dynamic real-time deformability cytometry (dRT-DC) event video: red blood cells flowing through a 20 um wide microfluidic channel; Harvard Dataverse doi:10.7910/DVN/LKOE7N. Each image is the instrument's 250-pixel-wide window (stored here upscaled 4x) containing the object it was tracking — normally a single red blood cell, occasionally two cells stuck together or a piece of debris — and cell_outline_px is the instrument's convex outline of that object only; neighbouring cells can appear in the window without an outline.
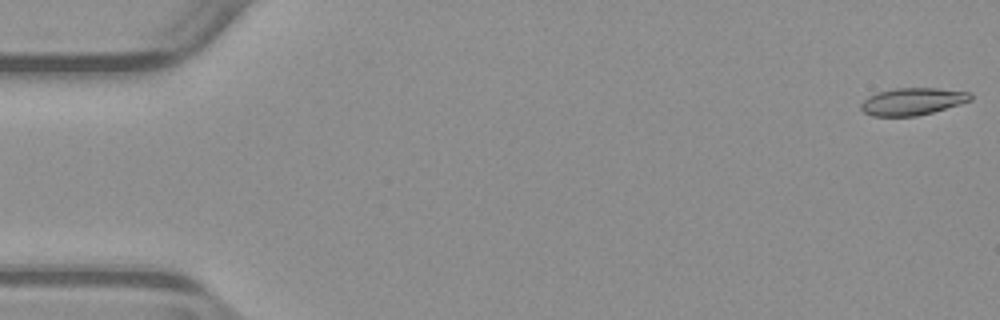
{"species": "common noctule bat (a hibernating species)", "species_latin": "Nyctalus noctula", "temperature_condition": "warm", "stored_images_in_passage": 53, "camera_frame_rate_fps": 3000, "um_per_image_px": 0.085, "animal": {"sex": "male", "body_mass_g": 23.1, "forearm_length_mm": 52.7}, "frame": {"image": 1, "passage_image": 1, "time_ms": 0.0, "image_size_px": [1000, 320], "cell_outline_px": [[972, 100], [960, 104], [932, 112], [916, 116], [872, 116], [864, 112], [860, 108], [860, 104], [868, 96], [876, 92], [896, 88], [940, 88], [972, 92]], "centroid_in_image_um": [77.57, 8.61], "position_along_channel_um": 7.4, "area_um2": 17.51}}
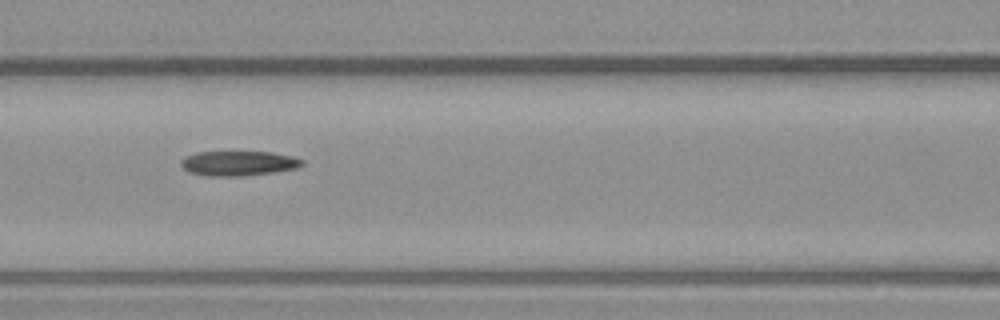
{"frame": {"image": 2, "passage_image": 23, "time_ms": 7.333, "image_size_px": [1000, 320], "cell_outline_px": [[304, 164], [296, 168], [276, 172], [240, 176], [208, 176], [188, 172], [180, 164], [180, 160], [184, 156], [196, 152], [272, 152], [292, 156], [304, 160]], "centroid_in_image_um": [20.25, 13.88], "position_along_channel_um": 146.3, "area_um2": 17.63}}
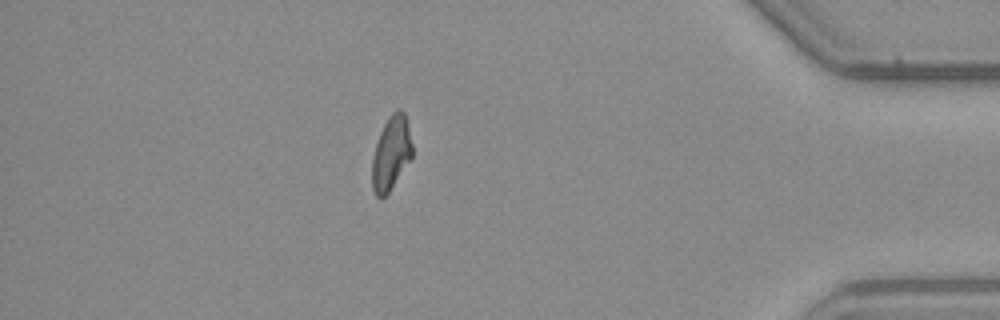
{"frame": {"image": 3, "passage_image": 46, "time_ms": 15.0, "image_size_px": [1000, 320], "cell_outline_px": [[412, 156], [388, 192], [384, 196], [376, 196], [372, 188], [372, 156], [380, 132], [388, 116], [396, 108], [400, 108], [404, 112], [412, 144]], "centroid_in_image_um": [33.23, 12.97], "position_along_channel_um": 402.0, "area_um2": 16.99}}